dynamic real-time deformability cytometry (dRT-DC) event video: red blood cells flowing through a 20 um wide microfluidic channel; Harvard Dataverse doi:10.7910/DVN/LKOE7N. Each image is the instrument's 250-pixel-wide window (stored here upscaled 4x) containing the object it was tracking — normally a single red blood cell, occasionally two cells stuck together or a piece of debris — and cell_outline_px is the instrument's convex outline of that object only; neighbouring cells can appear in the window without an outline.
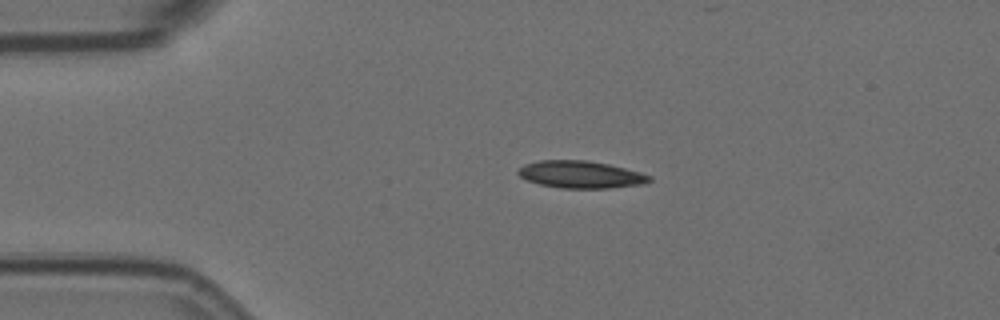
{"species": "Egyptian fruit bat (a non-hibernating species)", "species_latin": "Rousettus aegyptiacus", "temperature_condition": "room temperature", "stored_images_in_passage": 3, "camera_frame_rate_fps": 3000, "um_per_image_px": 0.085, "animal": {"sex": "female"}, "frame": {"image": 1, "passage_image": 1, "time_ms": 0.0, "image_size_px": [1000, 320], "cell_outline_px": [[652, 180], [644, 184], [608, 188], [564, 188], [540, 184], [528, 180], [520, 176], [516, 172], [524, 164], [540, 160], [588, 160], [608, 164], [640, 172], [652, 176]], "centroid_in_image_um": [49.38, 14.83], "position_along_channel_um": 35.6, "area_um2": 20.75}}